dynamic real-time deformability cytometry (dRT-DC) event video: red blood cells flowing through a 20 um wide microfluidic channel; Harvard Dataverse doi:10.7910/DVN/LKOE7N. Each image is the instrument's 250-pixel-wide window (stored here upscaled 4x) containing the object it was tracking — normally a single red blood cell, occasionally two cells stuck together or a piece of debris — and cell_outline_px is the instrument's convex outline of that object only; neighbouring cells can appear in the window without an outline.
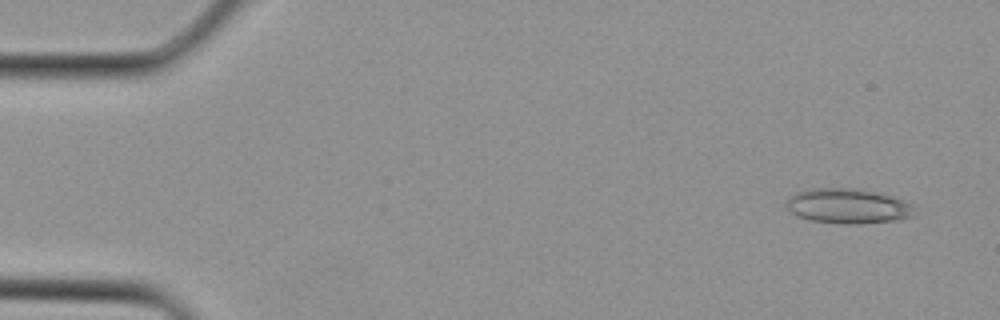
{"species": "Egyptian fruit bat (a non-hibernating species)", "species_latin": "Rousettus aegyptiacus", "temperature_condition": "cold", "stored_images_in_passage": 3, "camera_frame_rate_fps": 3000, "um_per_image_px": 0.085, "animal": {"sex": "female"}, "frame": {"image": 1, "passage_image": 1, "time_ms": 0.0, "image_size_px": [1000, 320], "cell_outline_px": [[916, 216], [896, 220], [860, 224], [840, 224], [808, 220], [792, 212], [784, 204], [788, 196], [796, 192], [812, 188], [852, 188], [876, 192], [892, 196], [916, 204]], "centroid_in_image_um": [72.12, 17.52], "position_along_channel_um": 12.9, "area_um2": 26.59}}